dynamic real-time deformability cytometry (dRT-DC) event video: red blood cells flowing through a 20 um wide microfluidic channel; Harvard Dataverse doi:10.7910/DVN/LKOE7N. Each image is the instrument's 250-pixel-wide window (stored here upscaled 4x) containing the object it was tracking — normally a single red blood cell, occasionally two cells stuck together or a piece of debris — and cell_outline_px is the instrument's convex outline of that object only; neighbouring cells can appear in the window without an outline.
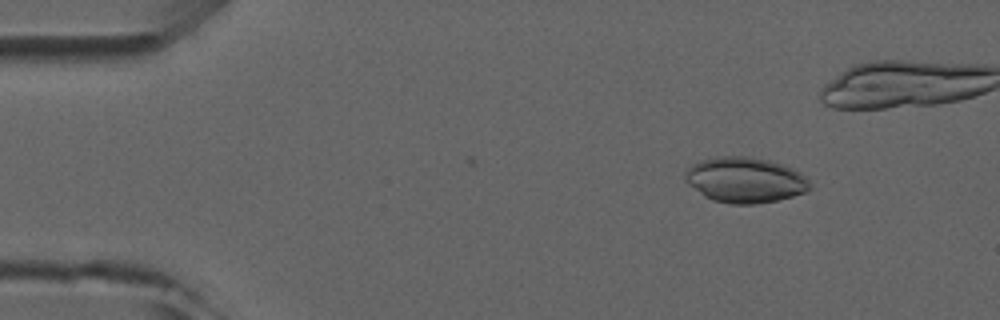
{"species": "common noctule bat (a hibernating species)", "species_latin": "Nyctalus noctula", "temperature_condition": "room temperature", "stored_images_in_passage": 4, "camera_frame_rate_fps": 3000, "um_per_image_px": 0.085, "animal": {"sex": "male", "forearm_length_mm": 52.5}, "frame": {"image": 1, "passage_image": 1, "time_ms": 0.0, "image_size_px": [1000, 320], "cell_outline_px": [[812, 188], [808, 192], [776, 200], [756, 204], [732, 204], [712, 200], [704, 196], [688, 184], [684, 180], [684, 172], [692, 164], [700, 160], [716, 156], [748, 156], [768, 160], [792, 168], [808, 176], [812, 184]], "centroid_in_image_um": [63.35, 15.29], "position_along_channel_um": 21.7, "area_um2": 33.47}}